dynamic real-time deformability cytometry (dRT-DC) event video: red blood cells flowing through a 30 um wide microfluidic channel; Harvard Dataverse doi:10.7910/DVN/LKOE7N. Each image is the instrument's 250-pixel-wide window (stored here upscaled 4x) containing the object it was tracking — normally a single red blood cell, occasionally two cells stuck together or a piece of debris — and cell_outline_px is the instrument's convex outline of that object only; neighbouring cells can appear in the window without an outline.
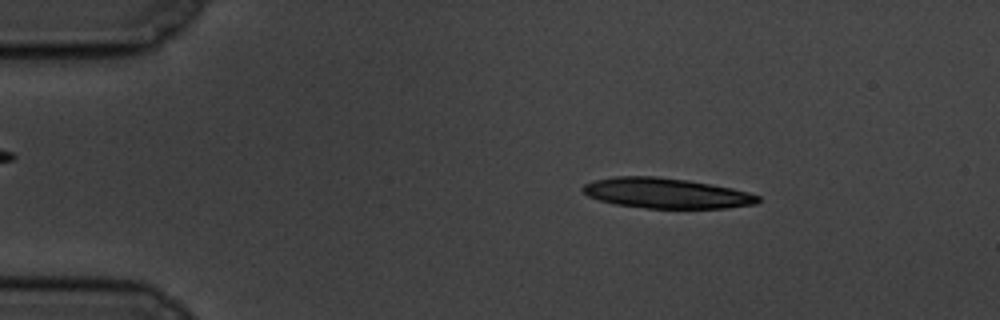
{"species": "common noctule bat (a hibernating species)", "species_latin": "Nyctalus noctula", "temperature_condition": "cold", "stored_images_in_passage": 55, "camera_frame_rate_fps": 3000, "um_per_image_px": 0.085, "animal": {"sex": "male", "body_mass_g": 19.5, "forearm_length_mm": 54.6}, "frame": {"image": 1, "passage_image": 8, "time_ms": 2.333, "image_size_px": [1000, 320], "cell_outline_px": [[760, 200], [756, 204], [724, 208], [644, 208], [616, 204], [600, 200], [588, 196], [580, 188], [584, 184], [592, 180], [616, 176], [656, 176], [688, 180], [732, 188], [748, 192], [760, 196]], "centroid_in_image_um": [56.61, 16.41], "position_along_channel_um": 28.4, "area_um2": 30.92}}
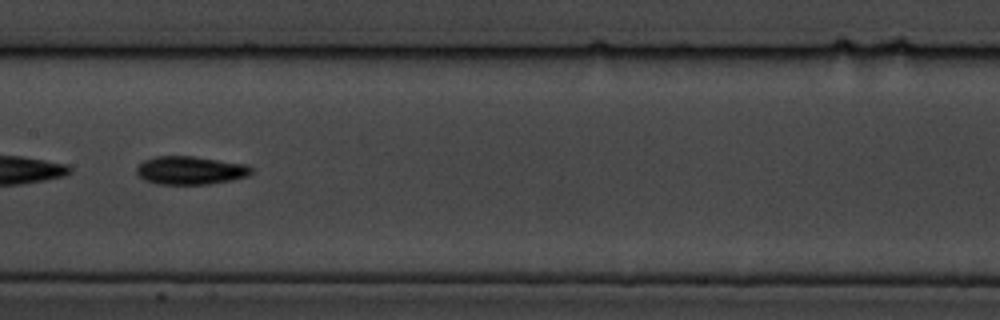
{"frame": {"image": 2, "passage_image": 28, "time_ms": 9.0, "image_size_px": [1000, 320], "cell_outline_px": [[252, 172], [248, 176], [232, 180], [208, 184], [156, 184], [144, 180], [136, 172], [136, 168], [144, 160], [156, 156], [192, 156], [248, 164], [252, 168]], "centroid_in_image_um": [16.19, 14.48], "position_along_channel_um": 191.2, "area_um2": 18.96}}
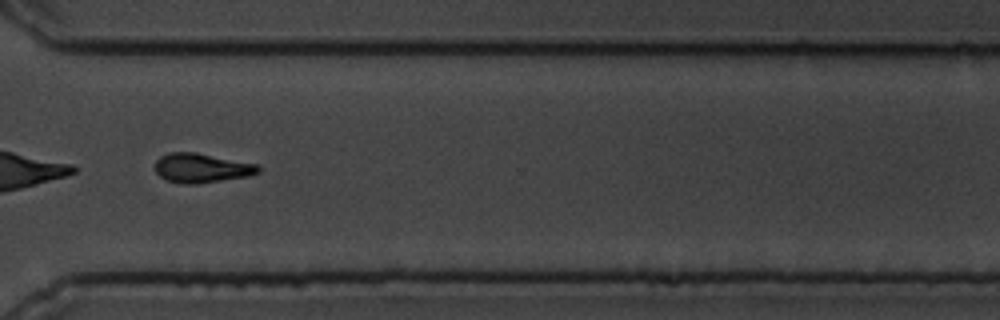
{"frame": {"image": 3, "passage_image": 42, "time_ms": 13.667, "image_size_px": [1000, 320], "cell_outline_px": [[260, 172], [248, 176], [196, 184], [184, 184], [168, 180], [160, 176], [156, 172], [156, 160], [160, 156], [168, 152], [196, 152], [260, 164]], "centroid_in_image_um": [17.17, 14.26], "position_along_channel_um": 353.4, "area_um2": 17.74}, "authors_computed_cell_mechanics": {"area_um2": 18.1492, "velocity_mm_per_s": 3.481, "shape_relaxation_time_tau1_ms": 2.2201, "shape_relaxation_time_tau2_ms": null, "deformation_change_tau1": 0.1503, "deformation_change_tau2": null}}